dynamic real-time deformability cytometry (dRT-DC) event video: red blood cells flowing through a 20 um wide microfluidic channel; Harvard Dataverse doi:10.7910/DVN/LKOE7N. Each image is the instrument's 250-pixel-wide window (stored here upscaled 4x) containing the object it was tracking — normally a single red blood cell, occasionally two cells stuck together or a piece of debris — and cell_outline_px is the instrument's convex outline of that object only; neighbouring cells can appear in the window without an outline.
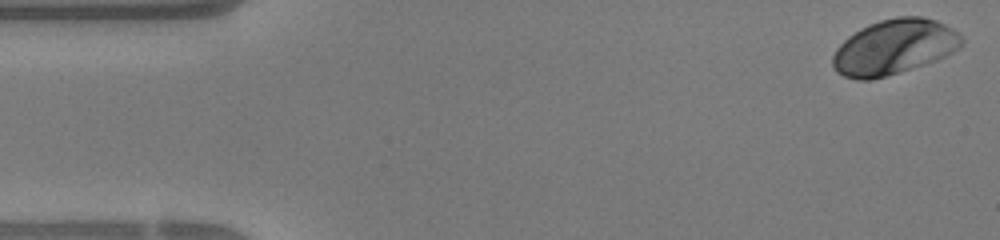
{"species": "human", "species_latin": "Homo sapiens", "temperature_condition": "warm", "stored_images_in_passage": 46, "camera_frame_rate_fps": 3000, "um_per_image_px": 0.085, "donor": {"sex": "female"}, "frame": {"image": 1, "passage_image": 1, "time_ms": 0.0, "image_size_px": [1000, 240], "cell_outline_px": [[964, 40], [952, 52], [936, 60], [900, 72], [872, 80], [856, 80], [844, 76], [836, 72], [832, 64], [832, 56], [836, 48], [848, 36], [868, 24], [880, 20], [896, 16], [920, 16], [936, 20], [952, 28]], "centroid_in_image_um": [75.95, 4.0], "position_along_channel_um": 9.1, "area_um2": 41.21}}
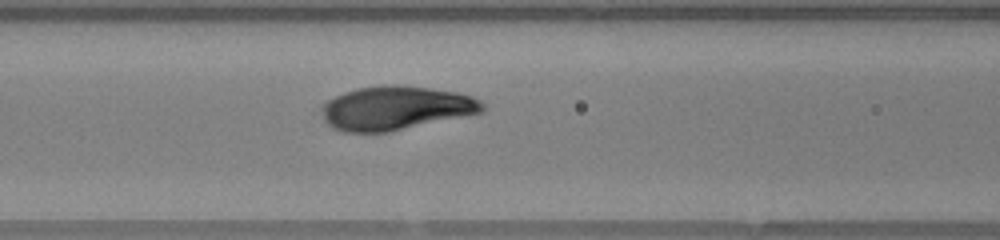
{"frame": {"image": 2, "passage_image": 18, "time_ms": 5.667, "image_size_px": [1000, 240], "cell_outline_px": [[484, 112], [388, 132], [344, 132], [336, 128], [324, 116], [324, 104], [328, 100], [344, 92], [356, 88], [388, 84], [396, 84], [428, 88], [456, 92], [472, 96], [480, 100], [484, 104]], "centroid_in_image_um": [33.71, 9.17], "position_along_channel_um": 132.9, "area_um2": 40.52}}
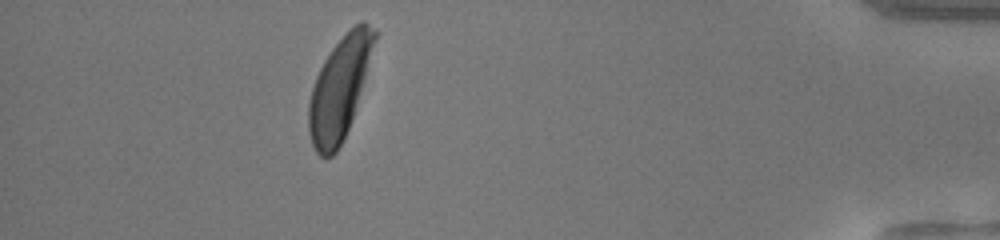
{"frame": {"image": 3, "passage_image": 41, "time_ms": 13.333, "image_size_px": [1000, 240], "cell_outline_px": [[376, 40], [356, 104], [348, 128], [336, 152], [332, 156], [320, 156], [316, 152], [312, 144], [308, 132], [308, 104], [312, 88], [316, 76], [324, 60], [332, 48], [360, 20], [364, 20], [376, 32]], "centroid_in_image_um": [28.82, 7.52], "position_along_channel_um": 406.4, "area_um2": 38.03}, "authors_computed_cell_mechanics": {"area_um2": 39.5641, "velocity_mm_per_s": 4.3411, "shape_relaxation_time_tau1_ms": 2.3109, "shape_relaxation_time_tau2_ms": null, "deformation_change_tau1": 0.1634, "deformation_change_tau2": null}}